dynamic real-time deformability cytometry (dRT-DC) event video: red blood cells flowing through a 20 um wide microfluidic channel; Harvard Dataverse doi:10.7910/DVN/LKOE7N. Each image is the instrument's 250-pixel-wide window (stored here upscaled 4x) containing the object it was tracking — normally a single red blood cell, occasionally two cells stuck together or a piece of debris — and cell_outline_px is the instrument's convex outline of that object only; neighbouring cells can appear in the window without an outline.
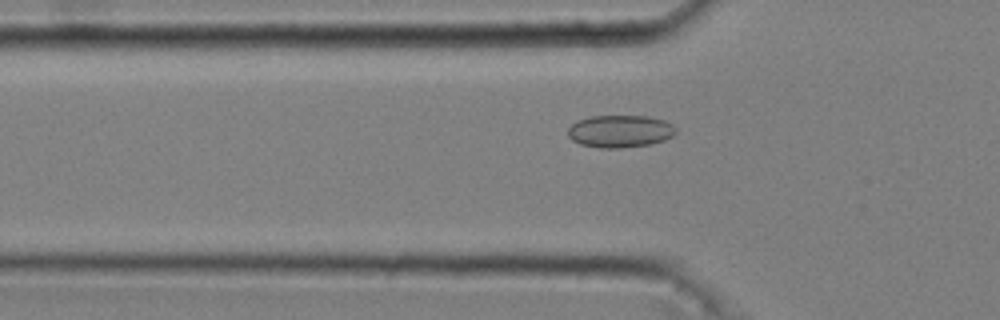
{"species": "common noctule bat (a hibernating species)", "species_latin": "Nyctalus noctula", "temperature_condition": "cold", "stored_images_in_passage": 49, "camera_frame_rate_fps": 3000, "um_per_image_px": 0.085, "animal": {"sex": "male", "body_mass_g": 20.4}, "frame": {"image": 1, "passage_image": 18, "time_ms": 5.667, "image_size_px": [1000, 320], "cell_outline_px": [[676, 132], [672, 136], [664, 140], [648, 144], [620, 148], [600, 148], [580, 144], [572, 140], [568, 136], [568, 128], [572, 124], [580, 120], [592, 116], [648, 116], [664, 120], [672, 124], [676, 128]], "centroid_in_image_um": [52.71, 11.16], "position_along_channel_um": 73.1, "area_um2": 20.29}}
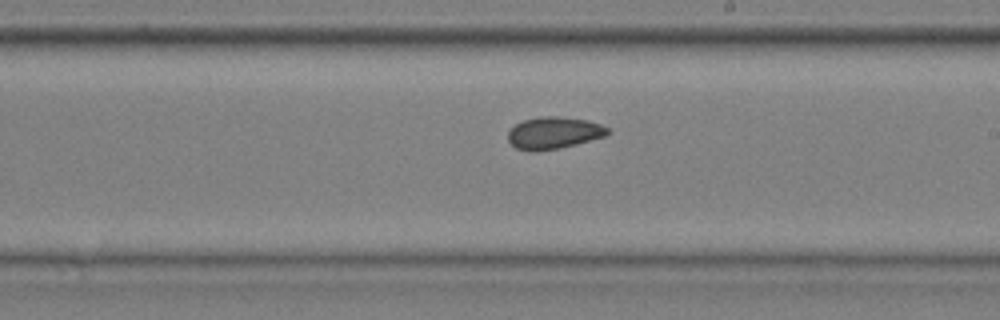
{"frame": {"image": 2, "passage_image": 32, "time_ms": 10.333, "image_size_px": [1000, 320], "cell_outline_px": [[608, 136], [560, 148], [532, 152], [528, 152], [516, 148], [508, 140], [508, 132], [516, 124], [524, 120], [544, 116], [560, 116], [588, 120], [600, 124], [608, 128]], "centroid_in_image_um": [47.08, 11.3], "position_along_channel_um": 241.9, "area_um2": 18.67}}
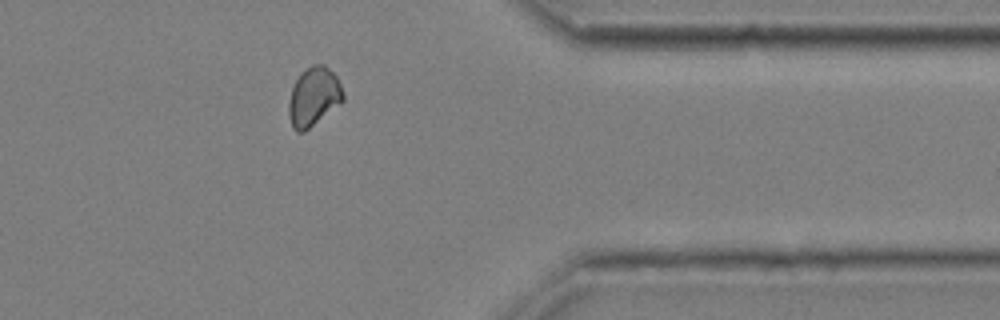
{"frame": {"image": 3, "passage_image": 45, "time_ms": 14.667, "image_size_px": [1000, 320], "cell_outline_px": [[344, 100], [340, 104], [304, 132], [296, 132], [292, 128], [288, 116], [288, 104], [292, 84], [300, 72], [312, 64], [324, 64], [336, 76], [340, 84], [344, 96]], "centroid_in_image_um": [26.63, 8.22], "position_along_channel_um": 384.8, "area_um2": 18.9}, "authors_computed_cell_mechanics": {"area_um2": 18.9584, "velocity_mm_per_s": 3.6213, "shape_relaxation_time_tau1_ms": null, "shape_relaxation_time_tau2_ms": 2.0293, "deformation_change_tau1": null, "deformation_change_tau2": 0.0588}}